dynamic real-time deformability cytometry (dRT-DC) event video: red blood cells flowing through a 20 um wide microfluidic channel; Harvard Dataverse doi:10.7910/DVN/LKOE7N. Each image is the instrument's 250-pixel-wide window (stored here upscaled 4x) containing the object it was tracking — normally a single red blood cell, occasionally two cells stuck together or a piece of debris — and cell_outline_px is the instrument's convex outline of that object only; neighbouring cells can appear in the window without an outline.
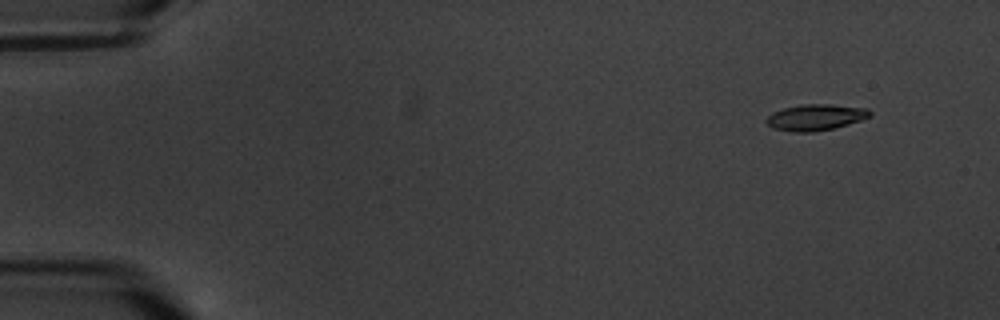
{"species": "common noctule bat (a hibernating species)", "species_latin": "Nyctalus noctula", "temperature_condition": "warm", "stored_images_in_passage": 6, "segment_of_instrument_passage": [1, 2], "camera_frame_rate_fps": 3000, "um_per_image_px": 0.085, "animal": {"sex": "male", "body_mass_g": 20.1, "forearm_length_mm": 53.5}, "frame": {"image": 1, "passage_image": 1, "time_ms": 0.0, "image_size_px": [1000, 320], "cell_outline_px": [[872, 116], [848, 124], [832, 128], [812, 132], [792, 132], [772, 128], [764, 120], [772, 112], [784, 108], [804, 104], [832, 104], [868, 108], [872, 112]], "centroid_in_image_um": [69.33, 9.96], "position_along_channel_um": 15.7, "area_um2": 15.84}}
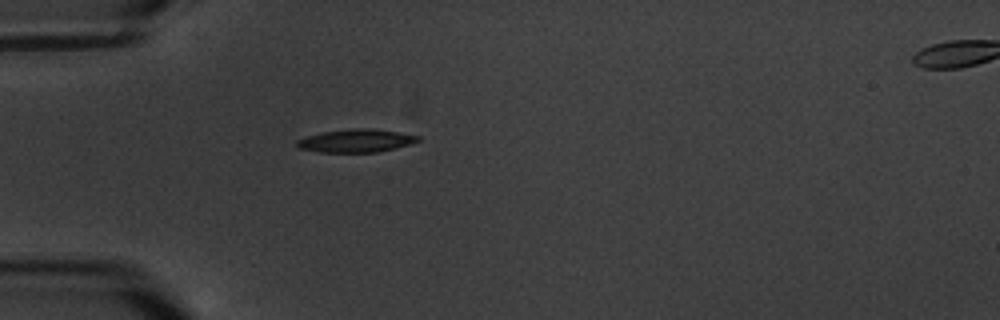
{"frame": {"image": 2, "passage_image": 5, "time_ms": 4.333, "image_size_px": [1000, 320], "cell_outline_px": [[420, 140], [396, 148], [376, 152], [320, 152], [296, 148], [296, 140], [308, 136], [324, 132], [356, 128], [372, 128], [420, 136]], "centroid_in_image_um": [30.24, 11.97], "position_along_channel_um": 54.8, "area_um2": 16.07}}